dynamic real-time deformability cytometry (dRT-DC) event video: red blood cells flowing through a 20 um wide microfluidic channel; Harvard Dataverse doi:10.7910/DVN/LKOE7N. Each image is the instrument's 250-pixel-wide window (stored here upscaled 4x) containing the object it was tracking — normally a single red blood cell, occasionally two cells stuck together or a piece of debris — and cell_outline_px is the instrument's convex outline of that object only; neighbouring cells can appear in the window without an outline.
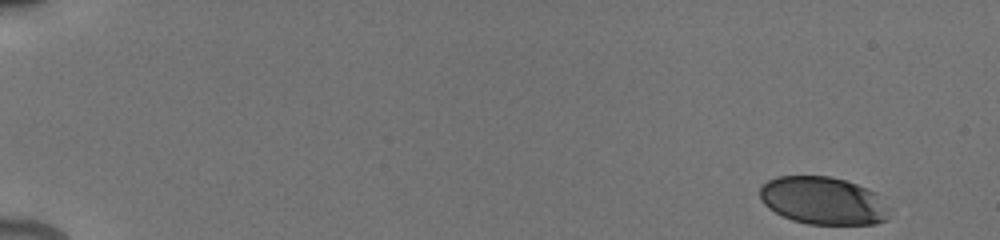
{"species": "human", "species_latin": "Homo sapiens", "temperature_condition": "cold", "stored_images_in_passage": 47, "camera_frame_rate_fps": 3000, "um_per_image_px": 0.085, "donor": {"sex": "male"}, "frame": {"image": 1, "passage_image": 1, "time_ms": 0.0, "image_size_px": [1000, 240], "cell_outline_px": [[892, 208], [888, 220], [876, 224], [808, 224], [792, 220], [768, 208], [760, 200], [760, 188], [768, 180], [776, 176], [828, 176], [844, 180], [856, 184], [876, 192]], "centroid_in_image_um": [70.02, 17.07], "position_along_channel_um": 15.0, "area_um2": 36.36}}
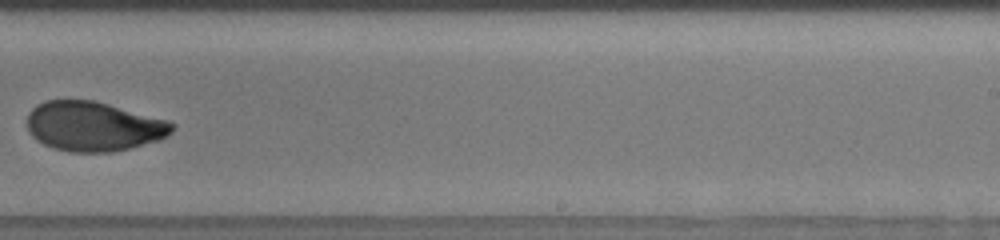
{"frame": {"image": 2, "passage_image": 37, "time_ms": 11.333, "image_size_px": [1000, 240], "cell_outline_px": [[176, 128], [168, 136], [160, 140], [112, 152], [68, 152], [52, 148], [36, 140], [32, 136], [28, 128], [28, 112], [36, 104], [44, 100], [92, 100], [108, 104], [168, 120], [176, 124]], "centroid_in_image_um": [7.95, 10.74], "position_along_channel_um": 281.0, "area_um2": 42.14}}
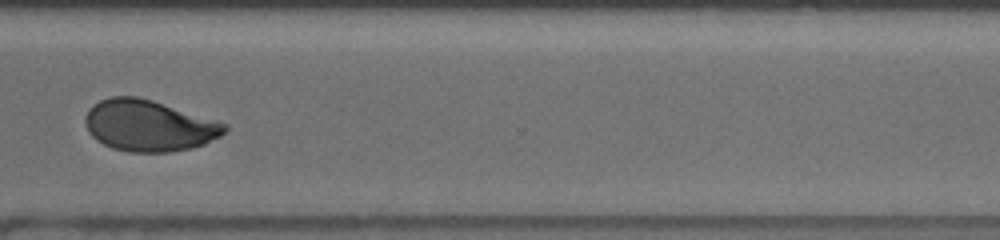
{"frame": {"image": 3, "passage_image": 40, "time_ms": 13.333, "image_size_px": [1000, 240], "cell_outline_px": [[228, 128], [220, 136], [204, 144], [192, 148], [172, 152], [128, 152], [112, 148], [96, 140], [88, 132], [84, 124], [84, 116], [88, 108], [92, 104], [100, 100], [112, 96], [136, 96], [152, 100], [216, 120], [228, 124]], "centroid_in_image_um": [12.61, 10.68], "position_along_channel_um": 358.0, "area_um2": 41.91}, "authors_computed_cell_mechanics": {"area_um2": 41.616, "velocity_mm_per_s": 3.8269, "shape_relaxation_time_tau1_ms": 4.1541, "shape_relaxation_time_tau2_ms": 1.3895, "deformation_change_tau1": 0.1541, "deformation_change_tau2": 0.0541}}